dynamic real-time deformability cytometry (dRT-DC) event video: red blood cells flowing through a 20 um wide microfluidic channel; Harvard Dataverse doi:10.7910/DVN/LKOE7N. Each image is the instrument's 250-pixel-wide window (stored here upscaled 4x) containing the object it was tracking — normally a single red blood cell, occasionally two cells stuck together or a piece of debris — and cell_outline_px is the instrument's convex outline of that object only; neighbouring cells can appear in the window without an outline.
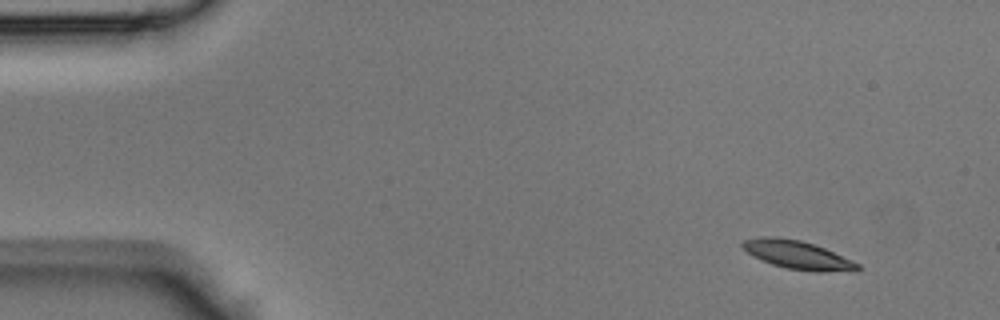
{"species": "Egyptian fruit bat (a non-hibernating species)", "species_latin": "Rousettus aegyptiacus", "temperature_condition": "room temperature", "stored_images_in_passage": 26, "camera_frame_rate_fps": 3000, "um_per_image_px": 0.085, "animal": {"sex": "male"}, "frame": {"image": 1, "passage_image": 1, "time_ms": 0.0, "image_size_px": [1000, 320], "cell_outline_px": [[860, 268], [856, 272], [816, 272], [788, 268], [772, 264], [748, 252], [740, 244], [744, 240], [760, 236], [776, 236], [800, 240], [824, 248], [852, 260], [860, 264]], "centroid_in_image_um": [67.86, 21.67], "position_along_channel_um": 17.1, "area_um2": 18.96}}
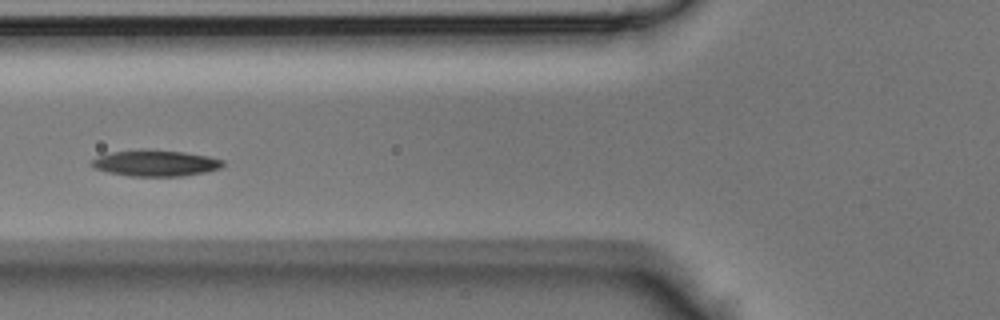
{"frame": {"image": 2, "passage_image": 15, "time_ms": 4.667, "image_size_px": [1000, 320], "cell_outline_px": [[224, 164], [220, 168], [204, 172], [184, 176], [128, 176], [108, 172], [96, 168], [88, 164], [92, 160], [100, 156], [112, 152], [140, 148], [144, 148], [184, 152], [208, 156], [224, 160]], "centroid_in_image_um": [13.21, 13.85], "position_along_channel_um": 112.6, "area_um2": 20.17}}
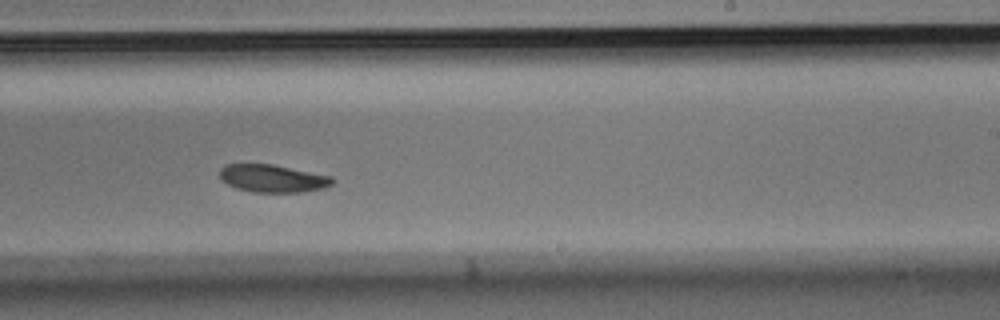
{"frame": {"image": 3, "passage_image": 26, "time_ms": 8.333, "image_size_px": [1000, 320], "cell_outline_px": [[336, 180], [332, 184], [324, 188], [304, 192], [252, 192], [236, 188], [228, 184], [220, 176], [220, 168], [224, 164], [272, 164], [332, 176]], "centroid_in_image_um": [23.21, 15.16], "position_along_channel_um": 265.8, "area_um2": 18.21}}